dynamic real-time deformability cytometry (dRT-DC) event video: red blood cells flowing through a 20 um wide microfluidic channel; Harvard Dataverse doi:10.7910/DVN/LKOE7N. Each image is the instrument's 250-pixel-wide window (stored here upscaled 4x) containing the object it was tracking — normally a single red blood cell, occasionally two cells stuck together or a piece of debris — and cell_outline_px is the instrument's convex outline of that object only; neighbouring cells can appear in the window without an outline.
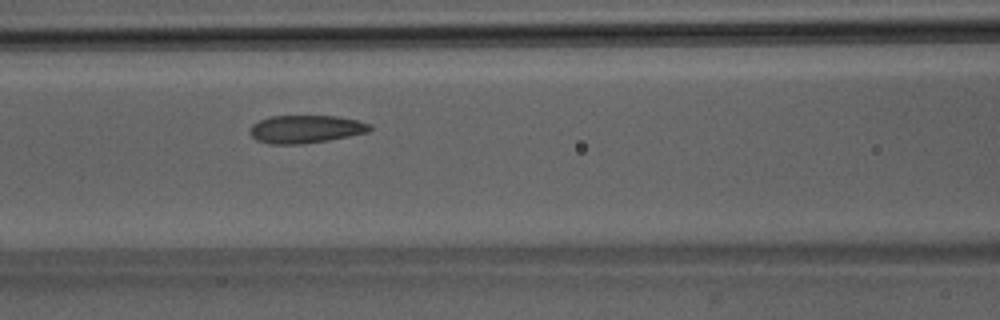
{"species": "Egyptian fruit bat (a non-hibernating species)", "species_latin": "Rousettus aegyptiacus", "temperature_condition": "room temperature", "stored_images_in_passage": 43, "camera_frame_rate_fps": 3000, "um_per_image_px": 0.085, "animal": {"sex": "male"}, "frame": {"image": 1, "passage_image": 14, "time_ms": 4.333, "image_size_px": [1000, 320], "cell_outline_px": [[372, 128], [368, 132], [328, 140], [300, 144], [268, 144], [256, 140], [248, 132], [248, 128], [252, 124], [260, 120], [272, 116], [336, 116], [356, 120], [372, 124]], "centroid_in_image_um": [25.95, 10.98], "position_along_channel_um": 140.7, "area_um2": 19.54}}
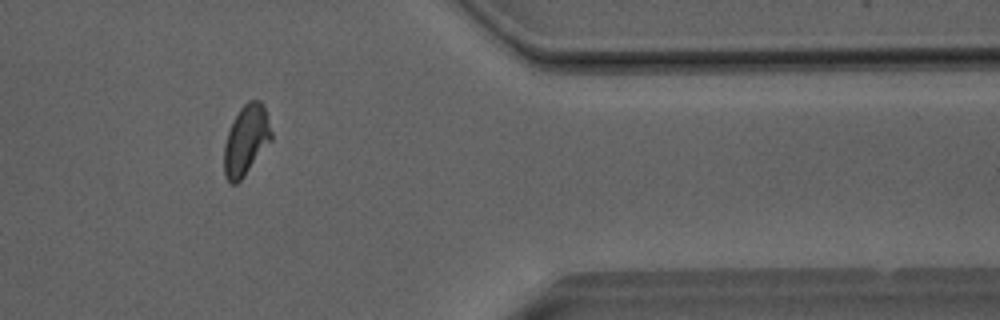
{"frame": {"image": 2, "passage_image": 34, "time_ms": 11.0, "image_size_px": [1000, 320], "cell_outline_px": [[272, 140], [244, 176], [236, 184], [228, 184], [224, 176], [224, 144], [228, 132], [240, 108], [248, 100], [260, 100], [264, 104], [272, 132]], "centroid_in_image_um": [20.92, 11.93], "position_along_channel_um": 390.5, "area_um2": 19.36}}
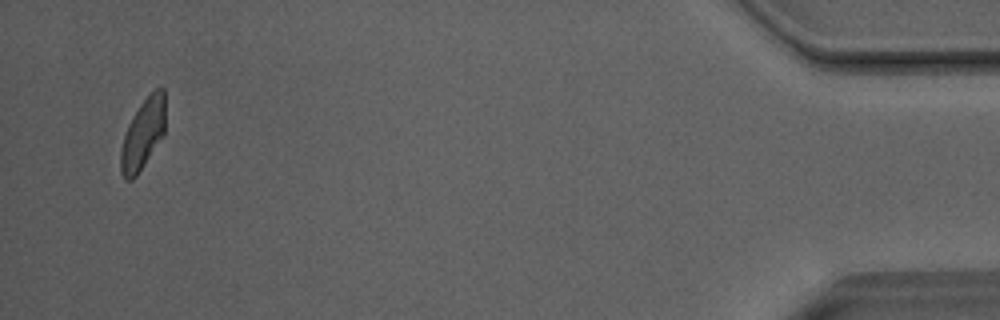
{"frame": {"image": 3, "passage_image": 41, "time_ms": 13.333, "image_size_px": [1000, 320], "cell_outline_px": [[164, 136], [136, 176], [132, 180], [124, 180], [120, 172], [120, 148], [128, 124], [132, 116], [140, 104], [156, 88], [164, 88]], "centroid_in_image_um": [12.13, 11.44], "position_along_channel_um": 423.1, "area_um2": 18.32}, "authors_computed_cell_mechanics": {"area_um2": 19.4786, "velocity_mm_per_s": 4.0501, "shape_relaxation_time_tau1_ms": 3.3984, "shape_relaxation_time_tau2_ms": 1.2424, "deformation_change_tau1": 0.1334, "deformation_change_tau2": 0.0803}}